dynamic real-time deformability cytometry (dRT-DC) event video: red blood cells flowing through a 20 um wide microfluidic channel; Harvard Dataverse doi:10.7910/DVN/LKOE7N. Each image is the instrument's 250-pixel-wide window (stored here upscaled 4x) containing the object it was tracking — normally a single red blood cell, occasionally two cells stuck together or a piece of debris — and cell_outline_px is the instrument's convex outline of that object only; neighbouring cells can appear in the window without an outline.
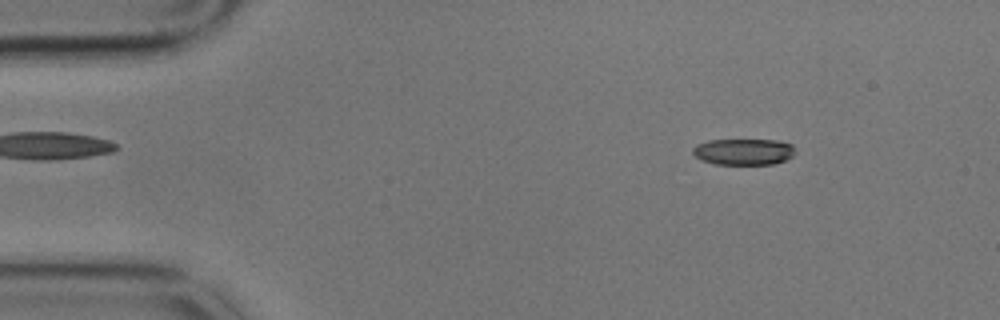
{"species": "common noctule bat (a hibernating species)", "species_latin": "Nyctalus noctula", "temperature_condition": "cold", "stored_images_in_passage": 57, "camera_frame_rate_fps": 3000, "um_per_image_px": 0.085, "animal": {"sex": "male", "body_mass_g": 17.9}, "frame": {"image": 1, "passage_image": 7, "time_ms": 2.0, "image_size_px": [1000, 320], "cell_outline_px": [[796, 152], [792, 156], [784, 160], [772, 164], [716, 164], [700, 160], [692, 152], [692, 148], [696, 144], [708, 140], [776, 140], [792, 144]], "centroid_in_image_um": [63.19, 12.89], "position_along_channel_um": 21.8, "area_um2": 15.72}}
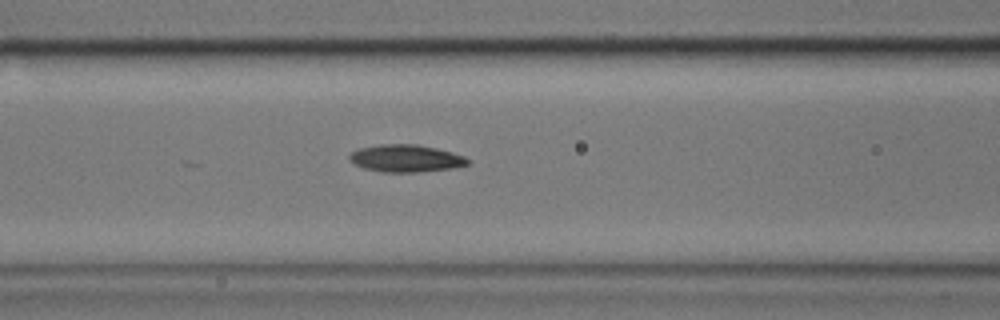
{"frame": {"image": 2, "passage_image": 23, "time_ms": 7.333, "image_size_px": [1000, 320], "cell_outline_px": [[468, 164], [456, 168], [416, 172], [380, 172], [364, 168], [348, 160], [348, 156], [352, 152], [360, 148], [380, 144], [416, 144], [436, 148], [452, 152], [464, 156], [468, 160]], "centroid_in_image_um": [34.49, 13.46], "position_along_channel_um": 132.1, "area_um2": 18.84}}
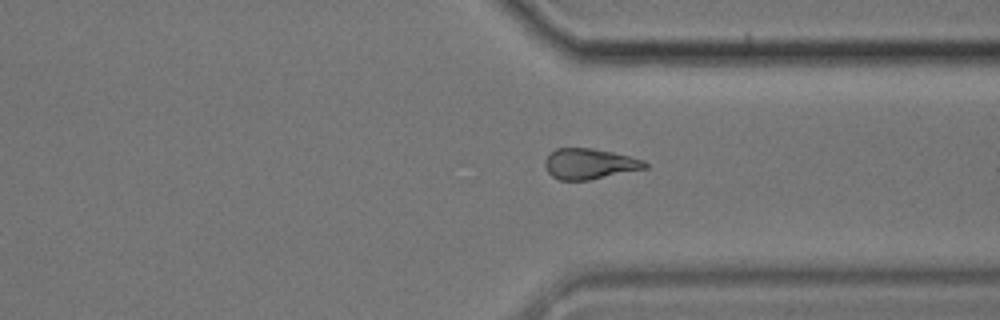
{"frame": {"image": 3, "passage_image": 43, "time_ms": 14.0, "image_size_px": [1000, 320], "cell_outline_px": [[648, 168], [588, 180], [560, 180], [552, 176], [548, 172], [544, 164], [544, 160], [556, 148], [592, 148], [612, 152], [644, 160], [648, 164]], "centroid_in_image_um": [50.11, 13.93], "position_along_channel_um": 361.3, "area_um2": 17.74}, "authors_computed_cell_mechanics": {"area_um2": 18.207, "velocity_mm_per_s": 3.4343, "shape_relaxation_time_tau1_ms": 4.1337, "shape_relaxation_time_tau2_ms": 7.9886, "deformation_change_tau1": 0.1093, "deformation_change_tau2": 0.1607}}